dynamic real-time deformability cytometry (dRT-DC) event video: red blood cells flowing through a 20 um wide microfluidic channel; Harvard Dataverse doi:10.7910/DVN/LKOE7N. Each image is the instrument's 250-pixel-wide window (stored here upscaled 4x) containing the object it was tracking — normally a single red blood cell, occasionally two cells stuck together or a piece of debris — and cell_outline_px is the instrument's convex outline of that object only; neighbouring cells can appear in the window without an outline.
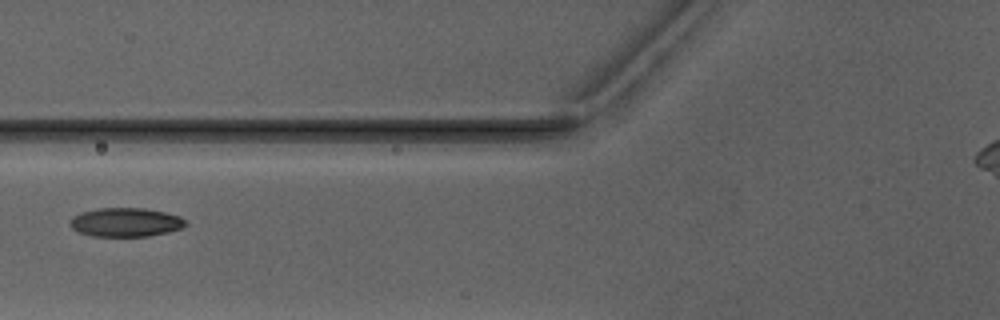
{"species": "Egyptian fruit bat (a non-hibernating species)", "species_latin": "Rousettus aegyptiacus", "temperature_condition": "warm", "stored_images_in_passage": 3, "camera_frame_rate_fps": 3000, "um_per_image_px": 0.085, "animal": {"sex": "male"}, "frame": {"image": 1, "passage_image": 2, "time_ms": 1.333, "image_size_px": [1000, 320], "cell_outline_px": [[188, 224], [180, 228], [168, 232], [148, 236], [92, 236], [80, 232], [72, 228], [68, 224], [68, 220], [72, 216], [80, 212], [96, 208], [144, 208], [164, 212], [180, 216]], "centroid_in_image_um": [10.63, 18.88], "position_along_channel_um": 115.2, "area_um2": 19.54}}
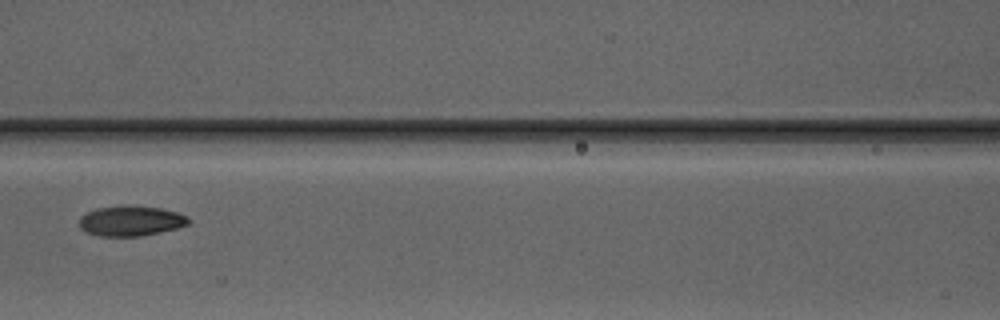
{"frame": {"image": 2, "passage_image": 3, "time_ms": 2.333, "image_size_px": [1000, 320], "cell_outline_px": [[192, 220], [188, 224], [176, 228], [160, 232], [140, 236], [100, 236], [88, 232], [80, 228], [80, 216], [96, 208], [132, 204], [160, 208], [176, 212], [188, 216]], "centroid_in_image_um": [11.14, 18.76], "position_along_channel_um": 155.5, "area_um2": 19.31}}